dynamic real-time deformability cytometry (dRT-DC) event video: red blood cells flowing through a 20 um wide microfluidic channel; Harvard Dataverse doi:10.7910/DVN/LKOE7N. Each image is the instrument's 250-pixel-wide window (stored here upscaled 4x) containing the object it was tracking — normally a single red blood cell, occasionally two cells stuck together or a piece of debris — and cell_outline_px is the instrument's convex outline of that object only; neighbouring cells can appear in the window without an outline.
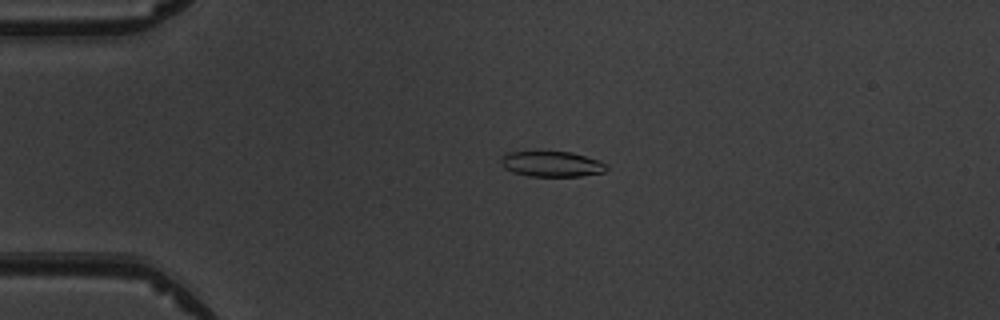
{"species": "common noctule bat (a hibernating species)", "species_latin": "Nyctalus noctula", "temperature_condition": "warm", "stored_images_in_passage": 3, "camera_frame_rate_fps": 3000, "um_per_image_px": 0.085, "animal": {"sex": "male", "body_mass_g": 19.5, "forearm_length_mm": 54.6}, "frame": {"image": 1, "passage_image": 3, "time_ms": 2.0, "image_size_px": [1000, 320], "cell_outline_px": [[608, 168], [604, 172], [580, 176], [528, 176], [512, 172], [504, 168], [500, 164], [500, 156], [508, 152], [572, 152], [608, 164]], "centroid_in_image_um": [46.85, 13.95], "position_along_channel_um": 38.1, "area_um2": 15.66}}